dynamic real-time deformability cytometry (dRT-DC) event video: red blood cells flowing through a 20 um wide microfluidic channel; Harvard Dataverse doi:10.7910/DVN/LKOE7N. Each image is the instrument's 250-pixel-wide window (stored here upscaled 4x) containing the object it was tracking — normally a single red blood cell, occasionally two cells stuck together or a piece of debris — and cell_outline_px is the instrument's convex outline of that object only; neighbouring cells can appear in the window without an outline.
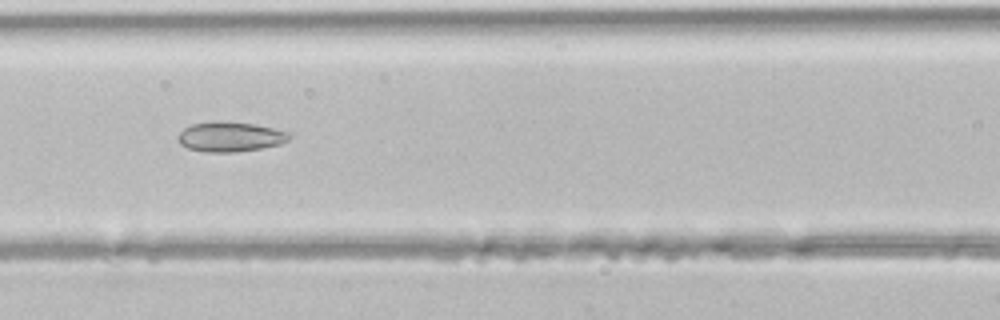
{"species": "common noctule bat (a hibernating species)", "species_latin": "Nyctalus noctula", "temperature_condition": "room temperature", "stored_images_in_passage": 21, "camera_frame_rate_fps": 3000, "um_per_image_px": 0.085, "animal": {"sex": "male", "body_mass_g": 21.5, "forearm_length_mm": 52.0}, "frame": {"image": 1, "passage_image": 10, "time_ms": 3.0, "image_size_px": [1000, 320], "cell_outline_px": [[292, 136], [288, 140], [280, 144], [260, 148], [236, 152], [204, 152], [188, 148], [180, 144], [176, 140], [176, 136], [184, 128], [192, 124], [256, 124], [288, 132]], "centroid_in_image_um": [19.56, 11.67], "position_along_channel_um": 147.0, "area_um2": 18.61}}
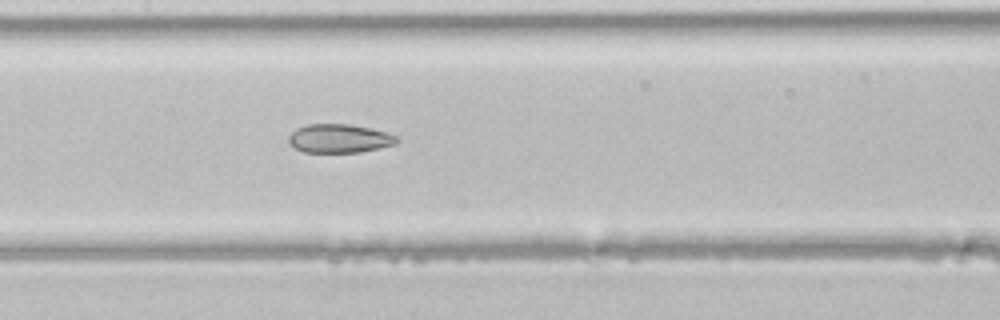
{"frame": {"image": 2, "passage_image": 12, "time_ms": 3.667, "image_size_px": [1000, 320], "cell_outline_px": [[396, 140], [392, 144], [380, 148], [360, 152], [304, 152], [288, 144], [288, 136], [296, 128], [308, 124], [348, 124], [372, 128], [396, 136]], "centroid_in_image_um": [28.77, 11.76], "position_along_channel_um": 178.6, "area_um2": 17.92}}
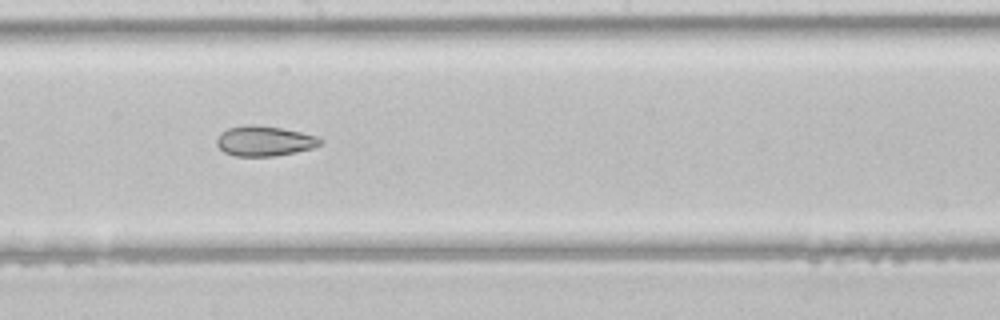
{"frame": {"image": 3, "passage_image": 15, "time_ms": 4.667, "image_size_px": [1000, 320], "cell_outline_px": [[324, 144], [312, 148], [296, 152], [272, 156], [236, 156], [224, 152], [216, 144], [216, 140], [220, 132], [228, 128], [248, 124], [252, 124], [280, 128], [320, 136], [324, 140]], "centroid_in_image_um": [22.51, 11.98], "position_along_channel_um": 225.7, "area_um2": 18.32}}